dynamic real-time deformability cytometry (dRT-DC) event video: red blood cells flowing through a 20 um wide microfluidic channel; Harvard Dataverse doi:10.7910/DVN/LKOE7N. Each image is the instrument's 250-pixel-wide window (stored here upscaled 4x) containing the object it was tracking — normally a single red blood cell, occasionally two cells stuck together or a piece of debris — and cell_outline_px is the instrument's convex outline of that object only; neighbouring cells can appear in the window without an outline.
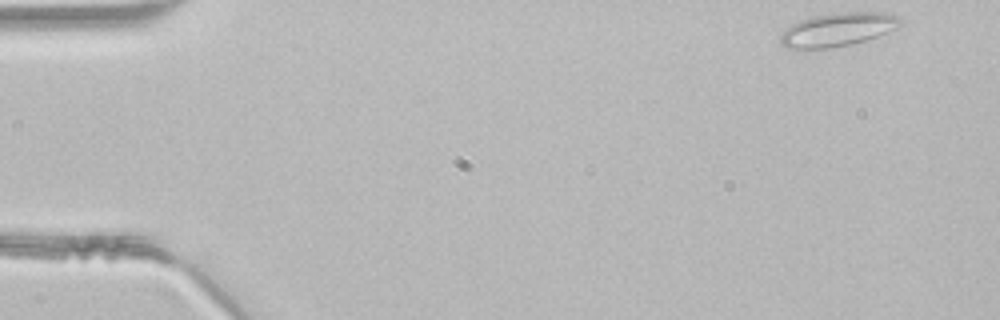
{"species": "common noctule bat (a hibernating species)", "species_latin": "Nyctalus noctula", "temperature_condition": "room temperature", "stored_images_in_passage": 44, "camera_frame_rate_fps": 3000, "um_per_image_px": 0.085, "animal": {"sex": "male", "body_mass_g": 21.5, "forearm_length_mm": 52.0}, "frame": {"image": 1, "passage_image": 1, "time_ms": 0.0, "image_size_px": [1000, 320], "cell_outline_px": [[904, 24], [896, 28], [876, 36], [852, 44], [828, 48], [788, 48], [780, 44], [780, 36], [792, 24], [800, 20], [812, 16], [844, 12], [884, 12], [900, 16], [904, 20]], "centroid_in_image_um": [71.26, 2.49], "position_along_channel_um": 13.7, "area_um2": 23.29}}
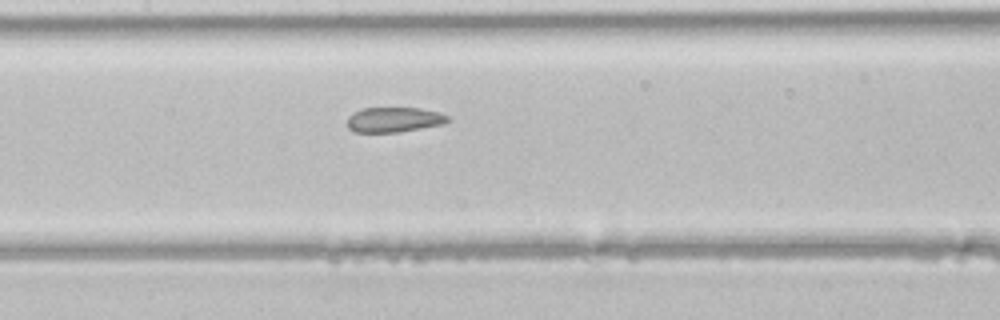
{"frame": {"image": 2, "passage_image": 20, "time_ms": 6.333, "image_size_px": [1000, 320], "cell_outline_px": [[452, 120], [444, 124], [396, 132], [356, 132], [348, 128], [348, 116], [352, 112], [360, 108], [420, 108], [440, 112], [448, 116]], "centroid_in_image_um": [33.5, 10.16], "position_along_channel_um": 173.9, "area_um2": 14.74}}
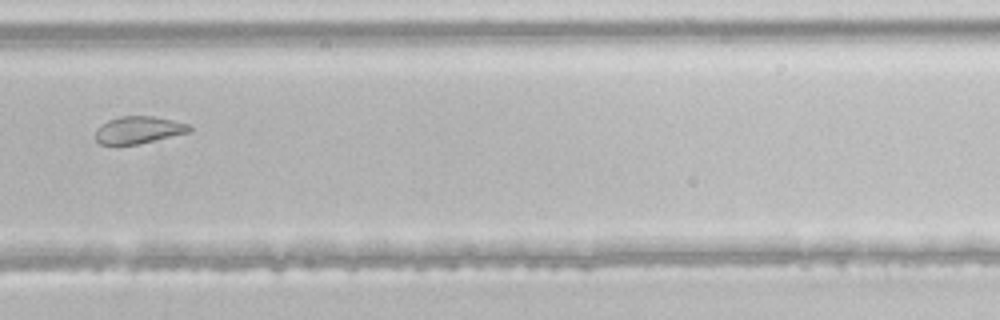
{"frame": {"image": 3, "passage_image": 30, "time_ms": 9.667, "image_size_px": [1000, 320], "cell_outline_px": [[192, 132], [140, 144], [100, 144], [96, 140], [96, 128], [108, 120], [120, 116], [152, 116], [172, 120], [188, 124], [192, 128]], "centroid_in_image_um": [11.81, 11.05], "position_along_channel_um": 318.0, "area_um2": 14.97}}